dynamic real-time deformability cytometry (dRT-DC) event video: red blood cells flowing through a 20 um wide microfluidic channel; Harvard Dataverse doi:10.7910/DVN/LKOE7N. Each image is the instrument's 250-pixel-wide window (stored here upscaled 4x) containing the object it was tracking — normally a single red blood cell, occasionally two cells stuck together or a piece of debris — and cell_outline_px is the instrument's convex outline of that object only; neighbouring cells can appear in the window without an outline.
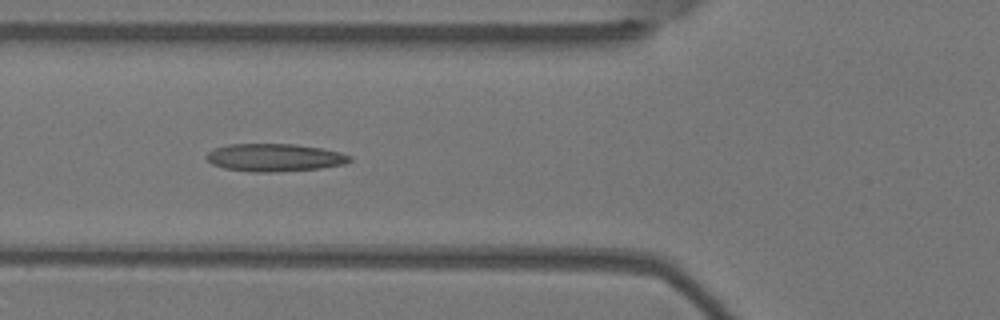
{"species": "Egyptian fruit bat (a non-hibernating species)", "species_latin": "Rousettus aegyptiacus", "temperature_condition": "warm", "stored_images_in_passage": 7, "camera_frame_rate_fps": 3000, "um_per_image_px": 0.085, "animal": {"sex": "female"}, "frame": {"image": 1, "passage_image": 6, "time_ms": 1.667, "image_size_px": [1000, 320], "cell_outline_px": [[352, 160], [344, 164], [320, 168], [276, 172], [252, 172], [224, 168], [212, 164], [204, 156], [212, 148], [228, 144], [296, 144], [320, 148], [340, 152], [352, 156]], "centroid_in_image_um": [23.31, 13.39], "position_along_channel_um": 102.5, "area_um2": 23.29}}
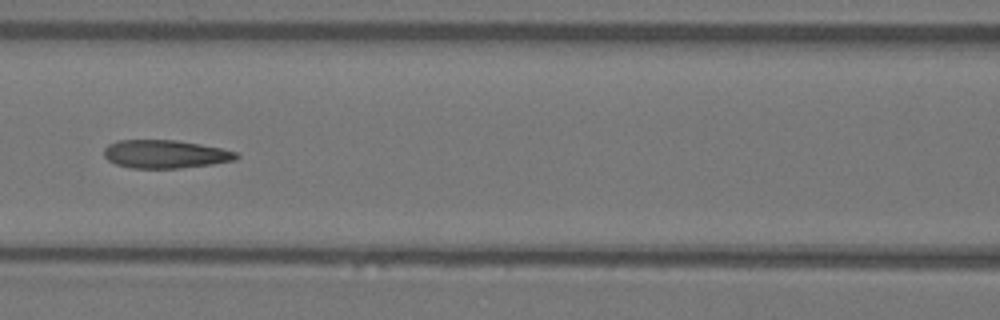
{"frame": {"image": 2, "passage_image": 7, "time_ms": 2.0, "image_size_px": [1000, 320], "cell_outline_px": [[240, 156], [236, 160], [212, 164], [180, 168], [132, 168], [116, 164], [108, 160], [104, 156], [104, 148], [108, 144], [116, 140], [176, 140], [200, 144], [220, 148], [236, 152]], "centroid_in_image_um": [14.03, 13.09], "position_along_channel_um": 152.6, "area_um2": 21.79}}